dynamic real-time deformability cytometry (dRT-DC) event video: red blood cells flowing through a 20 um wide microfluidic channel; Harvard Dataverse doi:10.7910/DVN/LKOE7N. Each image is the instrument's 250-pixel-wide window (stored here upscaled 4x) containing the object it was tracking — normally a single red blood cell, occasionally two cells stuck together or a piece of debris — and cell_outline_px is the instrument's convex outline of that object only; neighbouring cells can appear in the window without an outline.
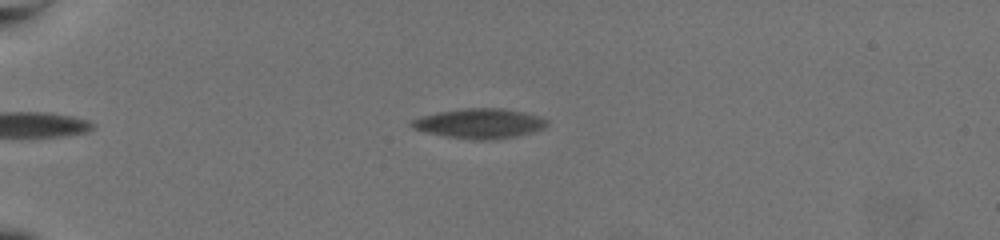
{"species": "common noctule bat (a hibernating species)", "species_latin": "Nyctalus noctula", "temperature_condition": "warm", "stored_images_in_passage": 45, "camera_frame_rate_fps": 3000, "um_per_image_px": 0.085, "animal": {"sex": "female", "body_mass_g": 19.5, "forearm_length_mm": 54.1}, "frame": {"image": 1, "passage_image": 1, "time_ms": 0.0, "image_size_px": [1000, 240], "cell_outline_px": [[548, 124], [544, 128], [512, 136], [488, 140], [480, 140], [448, 136], [428, 132], [416, 128], [412, 124], [412, 120], [424, 116], [440, 112], [464, 108], [500, 108], [536, 116], [548, 120]], "centroid_in_image_um": [40.78, 10.49], "position_along_channel_um": 44.2, "area_um2": 22.43}}
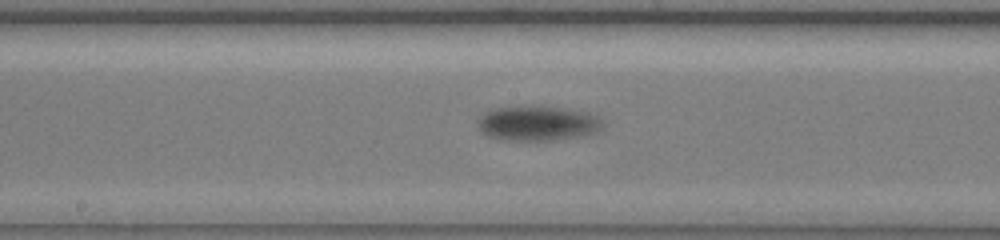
{"frame": {"image": 2, "passage_image": 19, "time_ms": 6.0, "image_size_px": [1000, 240], "cell_outline_px": [[600, 128], [584, 136], [552, 140], [504, 140], [488, 136], [480, 128], [480, 120], [488, 112], [496, 108], [564, 108], [592, 116], [600, 120]], "centroid_in_image_um": [45.67, 10.53], "position_along_channel_um": 202.5, "area_um2": 23.7}}
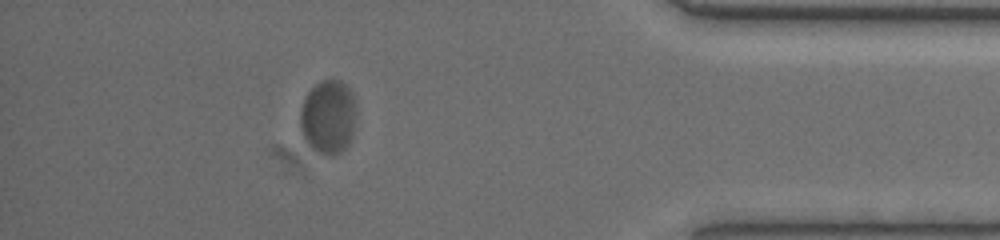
{"frame": {"image": 3, "passage_image": 39, "time_ms": 12.667, "image_size_px": [1000, 240], "cell_outline_px": [[356, 108], [352, 136], [348, 144], [340, 152], [332, 156], [316, 152], [304, 140], [300, 124], [300, 112], [304, 100], [308, 92], [316, 84], [324, 80], [340, 80], [352, 92]], "centroid_in_image_um": [27.9, 9.95], "position_along_channel_um": 407.3, "area_um2": 24.04}, "authors_computed_cell_mechanics": {"area_um2": 23.2934, "velocity_mm_per_s": 3.5288, "shape_relaxation_time_tau1_ms": 4.2121, "shape_relaxation_time_tau2_ms": null, "deformation_change_tau1": 0.1434, "deformation_change_tau2": null}}